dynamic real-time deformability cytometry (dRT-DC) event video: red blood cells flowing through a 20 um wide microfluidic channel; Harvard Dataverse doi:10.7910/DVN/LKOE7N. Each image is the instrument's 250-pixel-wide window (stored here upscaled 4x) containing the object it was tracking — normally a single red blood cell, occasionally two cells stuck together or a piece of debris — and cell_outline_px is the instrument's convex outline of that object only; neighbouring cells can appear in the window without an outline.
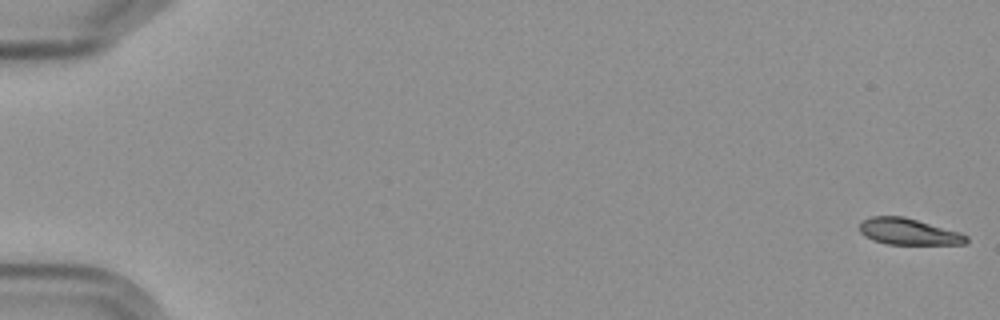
{"species": "Egyptian fruit bat (a non-hibernating species)", "species_latin": "Rousettus aegyptiacus", "temperature_condition": "cold", "stored_images_in_passage": 6, "camera_frame_rate_fps": 3000, "um_per_image_px": 0.085, "frame": {"image": 1, "passage_image": 1, "time_ms": 0.0, "image_size_px": [1000, 320], "cell_outline_px": [[968, 244], [888, 244], [872, 240], [864, 236], [860, 232], [860, 224], [864, 220], [872, 216], [904, 216], [960, 232], [968, 236]], "centroid_in_image_um": [77.24, 19.69], "position_along_channel_um": 7.8, "area_um2": 16.42}}
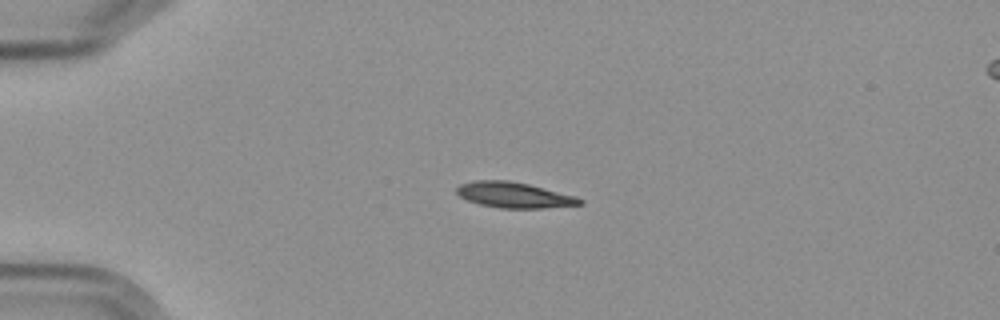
{"frame": {"image": 2, "passage_image": 5, "time_ms": 4.667, "image_size_px": [1000, 320], "cell_outline_px": [[584, 204], [544, 208], [500, 208], [480, 204], [468, 200], [460, 196], [456, 192], [456, 188], [460, 184], [476, 180], [508, 180], [528, 184], [576, 196], [584, 200]], "centroid_in_image_um": [43.71, 16.57], "position_along_channel_um": 41.3, "area_um2": 18.32}}
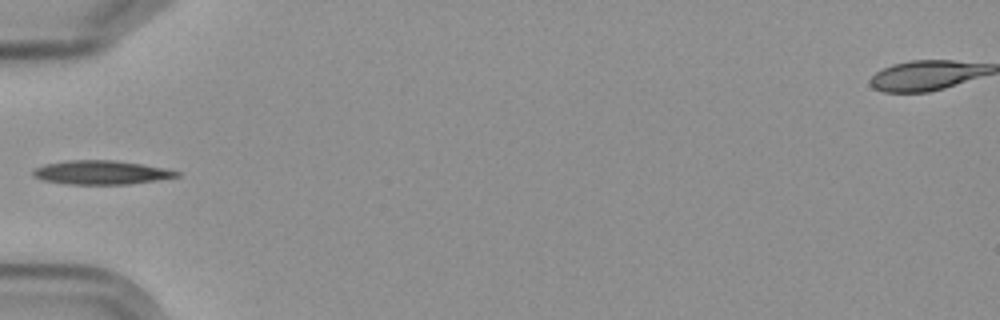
{"frame": {"image": 3, "passage_image": 6, "time_ms": 6.667, "image_size_px": [1000, 320], "cell_outline_px": [[180, 176], [156, 180], [128, 184], [68, 184], [44, 180], [32, 176], [32, 172], [36, 168], [44, 164], [68, 160], [112, 160], [168, 168], [180, 172]], "centroid_in_image_um": [8.61, 14.65], "position_along_channel_um": 76.4, "area_um2": 19.88}}